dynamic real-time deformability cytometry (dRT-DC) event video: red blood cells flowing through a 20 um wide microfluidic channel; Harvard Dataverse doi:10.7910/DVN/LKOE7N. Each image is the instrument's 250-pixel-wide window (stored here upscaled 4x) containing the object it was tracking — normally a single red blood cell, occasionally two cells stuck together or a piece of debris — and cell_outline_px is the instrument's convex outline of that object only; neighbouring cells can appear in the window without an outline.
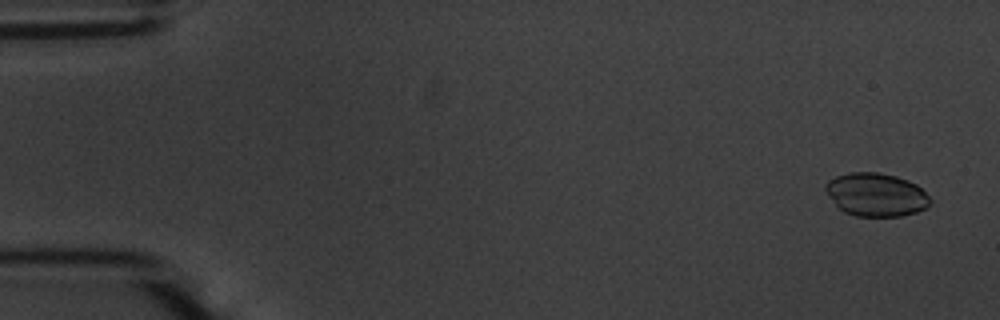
{"species": "common noctule bat (a hibernating species)", "species_latin": "Nyctalus noctula", "temperature_condition": "warm", "stored_images_in_passage": 56, "camera_frame_rate_fps": 3000, "um_per_image_px": 0.085, "animal": {"sex": "male", "body_mass_g": 20.1, "forearm_length_mm": 53.5}, "frame": {"image": 1, "passage_image": 3, "time_ms": 0.667, "image_size_px": [1000, 320], "cell_outline_px": [[932, 200], [924, 208], [916, 212], [900, 216], [856, 216], [844, 212], [836, 204], [824, 188], [824, 184], [828, 180], [836, 176], [848, 172], [876, 172], [896, 176], [908, 180], [916, 184]], "centroid_in_image_um": [74.45, 16.53], "position_along_channel_um": 10.6, "area_um2": 26.18}}
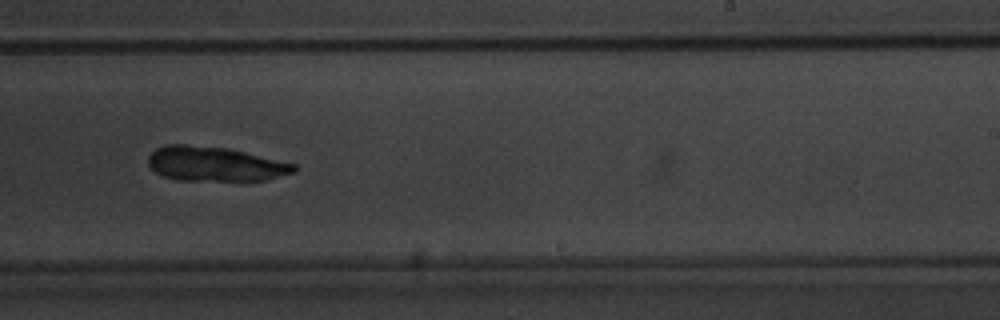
{"frame": {"image": 2, "passage_image": 35, "time_ms": 11.333, "image_size_px": [1000, 320], "cell_outline_px": [[296, 172], [268, 180], [176, 180], [160, 176], [148, 164], [148, 156], [156, 148], [164, 144], [184, 144], [228, 148], [296, 164]], "centroid_in_image_um": [18.25, 13.94], "position_along_channel_um": 270.7, "area_um2": 29.48}}
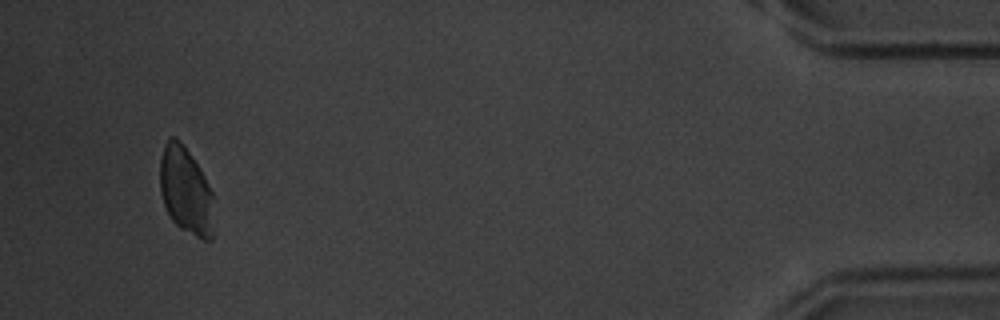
{"frame": {"image": 3, "passage_image": 53, "time_ms": 17.333, "image_size_px": [1000, 320], "cell_outline_px": [[212, 240], [204, 240], [180, 228], [172, 220], [164, 204], [160, 192], [160, 160], [164, 144], [168, 136], [176, 136], [184, 144], [200, 168], [212, 192]], "centroid_in_image_um": [15.76, 16.15], "position_along_channel_um": 419.4, "area_um2": 27.34}, "authors_computed_cell_mechanics": {"area_um2": 29.0734, "velocity_mm_per_s": 3.683, "shape_relaxation_time_tau1_ms": 3.5289, "shape_relaxation_time_tau2_ms": 6.9298, "deformation_change_tau1": 0.064, "deformation_change_tau2": 0.1198}}